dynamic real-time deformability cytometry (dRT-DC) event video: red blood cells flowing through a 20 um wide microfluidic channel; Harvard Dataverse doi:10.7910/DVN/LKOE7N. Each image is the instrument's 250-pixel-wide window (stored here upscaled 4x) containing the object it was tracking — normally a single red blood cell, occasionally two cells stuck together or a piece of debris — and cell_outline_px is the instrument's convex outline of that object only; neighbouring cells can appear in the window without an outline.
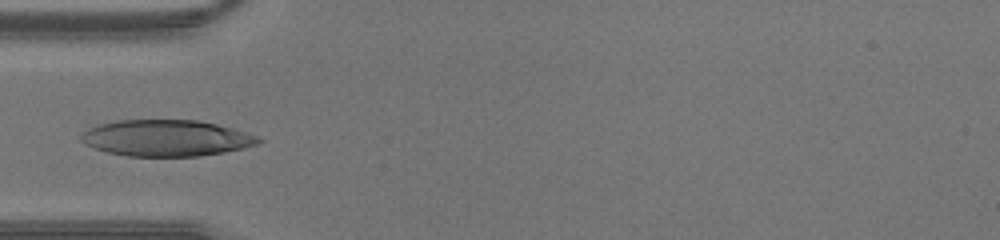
{"species": "human", "species_latin": "Homo sapiens", "temperature_condition": "warm", "stored_images_in_passage": 27, "camera_frame_rate_fps": 3000, "um_per_image_px": 0.085, "donor": {"sex": "male"}, "frame": {"image": 1, "passage_image": 1, "time_ms": 0.0, "image_size_px": [1000, 240], "cell_outline_px": [[264, 140], [260, 144], [224, 152], [200, 156], [128, 156], [108, 152], [84, 144], [80, 140], [80, 136], [84, 132], [100, 124], [116, 120], [196, 120], [216, 124], [232, 128], [256, 136]], "centroid_in_image_um": [14.15, 11.74], "position_along_channel_um": 70.9, "area_um2": 37.28}}
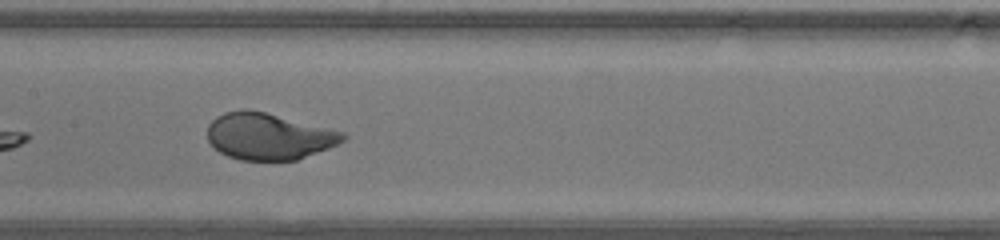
{"frame": {"image": 2, "passage_image": 8, "time_ms": 2.333, "image_size_px": [1000, 240], "cell_outline_px": [[348, 136], [344, 140], [328, 148], [296, 160], [240, 160], [228, 156], [220, 152], [208, 140], [208, 124], [216, 116], [224, 112], [240, 108], [248, 108], [344, 132]], "centroid_in_image_um": [22.8, 11.57], "position_along_channel_um": 184.6, "area_um2": 36.65}}
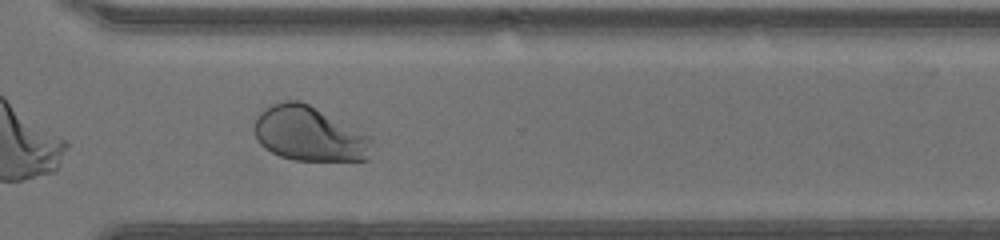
{"frame": {"image": 3, "passage_image": 18, "time_ms": 5.667, "image_size_px": [1000, 240], "cell_outline_px": [[372, 140], [368, 160], [292, 160], [280, 156], [264, 148], [256, 140], [256, 116], [264, 108], [272, 104], [284, 100], [300, 100], [372, 136]], "centroid_in_image_um": [26.28, 11.38], "position_along_channel_um": 344.3, "area_um2": 37.4}}